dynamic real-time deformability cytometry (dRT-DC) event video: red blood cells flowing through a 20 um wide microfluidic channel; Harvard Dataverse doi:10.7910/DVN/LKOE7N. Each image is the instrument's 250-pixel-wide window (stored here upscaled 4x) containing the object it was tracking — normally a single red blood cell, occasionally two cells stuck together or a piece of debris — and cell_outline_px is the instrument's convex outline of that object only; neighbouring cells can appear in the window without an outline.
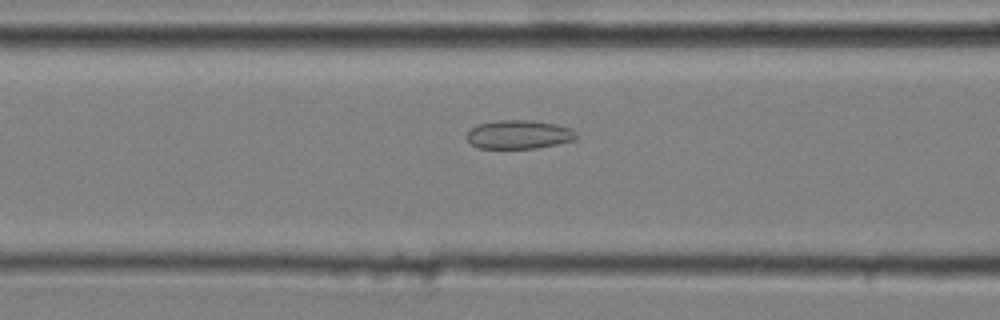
{"species": "common noctule bat (a hibernating species)", "species_latin": "Nyctalus noctula", "temperature_condition": "cold", "stored_images_in_passage": 49, "camera_frame_rate_fps": 3000, "um_per_image_px": 0.085, "animal": {"sex": "male", "body_mass_g": 20.4}, "frame": {"image": 1, "passage_image": 22, "time_ms": 7.0, "image_size_px": [1000, 320], "cell_outline_px": [[580, 136], [576, 140], [536, 148], [476, 148], [468, 140], [468, 132], [472, 128], [480, 124], [496, 120], [532, 120], [556, 124], [572, 128]], "centroid_in_image_um": [44.17, 11.43], "position_along_channel_um": 122.4, "area_um2": 18.38}}
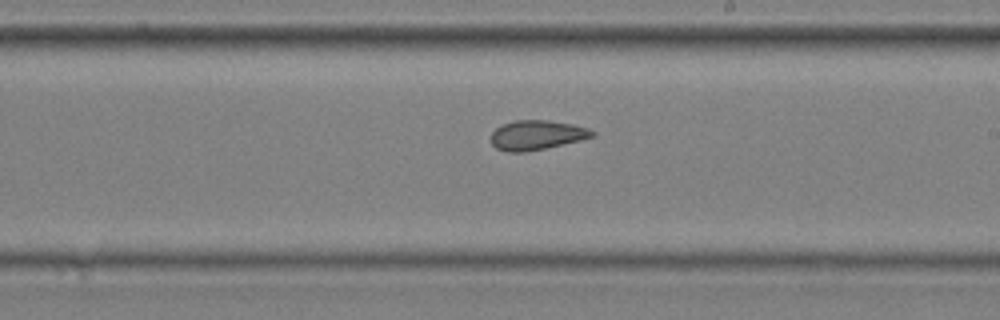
{"frame": {"image": 2, "passage_image": 32, "time_ms": 10.333, "image_size_px": [1000, 320], "cell_outline_px": [[596, 132], [592, 136], [580, 140], [544, 148], [524, 152], [508, 152], [496, 148], [492, 144], [492, 132], [496, 128], [504, 124], [516, 120], [548, 120], [572, 124], [588, 128]], "centroid_in_image_um": [45.61, 11.47], "position_along_channel_um": 243.4, "area_um2": 17.17}}
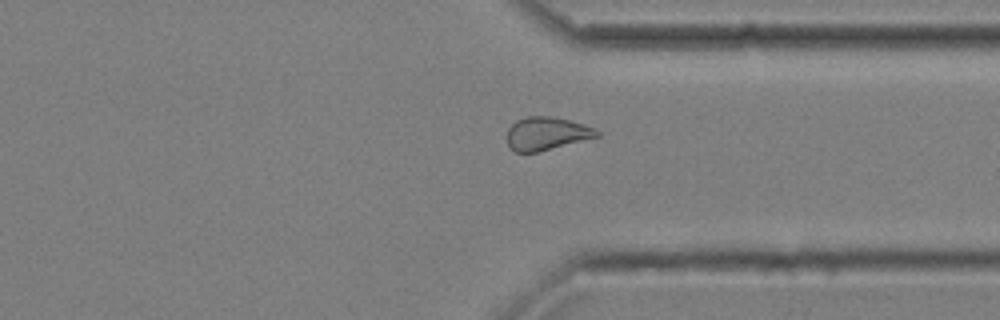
{"frame": {"image": 3, "passage_image": 42, "time_ms": 13.667, "image_size_px": [1000, 320], "cell_outline_px": [[600, 136], [536, 152], [516, 152], [508, 144], [508, 128], [516, 120], [528, 116], [552, 116], [584, 124], [596, 128], [600, 132]], "centroid_in_image_um": [46.48, 11.33], "position_along_channel_um": 364.9, "area_um2": 17.17}, "authors_computed_cell_mechanics": {"area_um2": 18.3804, "velocity_mm_per_s": 3.6359, "shape_relaxation_time_tau1_ms": null, "shape_relaxation_time_tau2_ms": 3.5839, "deformation_change_tau1": null, "deformation_change_tau2": 0.0951}}